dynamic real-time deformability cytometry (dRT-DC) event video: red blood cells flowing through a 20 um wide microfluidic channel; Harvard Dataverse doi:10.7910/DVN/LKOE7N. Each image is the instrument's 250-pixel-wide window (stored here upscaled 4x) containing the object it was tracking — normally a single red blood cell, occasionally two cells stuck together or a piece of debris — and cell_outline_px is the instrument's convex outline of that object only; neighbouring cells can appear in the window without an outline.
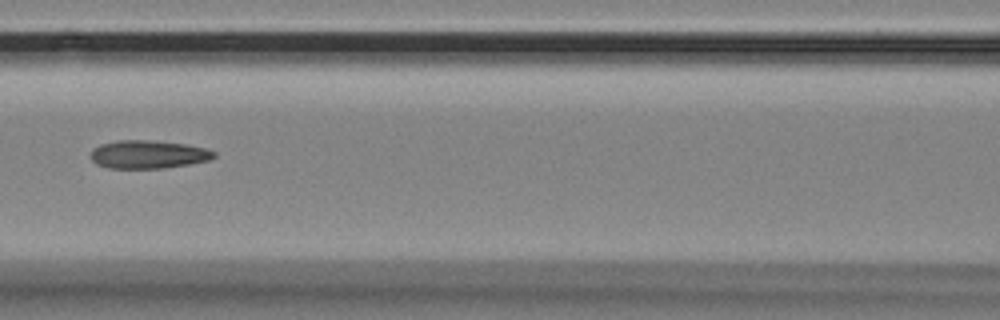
{"species": "Egyptian fruit bat (a non-hibernating species)", "species_latin": "Rousettus aegyptiacus", "temperature_condition": "room temperature", "stored_images_in_passage": 11, "camera_frame_rate_fps": 3000, "um_per_image_px": 0.085, "animal": {"sex": "female"}, "frame": {"image": 1, "passage_image": 4, "time_ms": 1.0, "image_size_px": [1000, 320], "cell_outline_px": [[216, 156], [208, 160], [188, 164], [164, 168], [108, 168], [96, 164], [92, 160], [92, 148], [100, 144], [120, 140], [148, 140], [184, 144], [204, 148], [216, 152]], "centroid_in_image_um": [12.57, 13.12], "position_along_channel_um": 154.0, "area_um2": 20.06}}
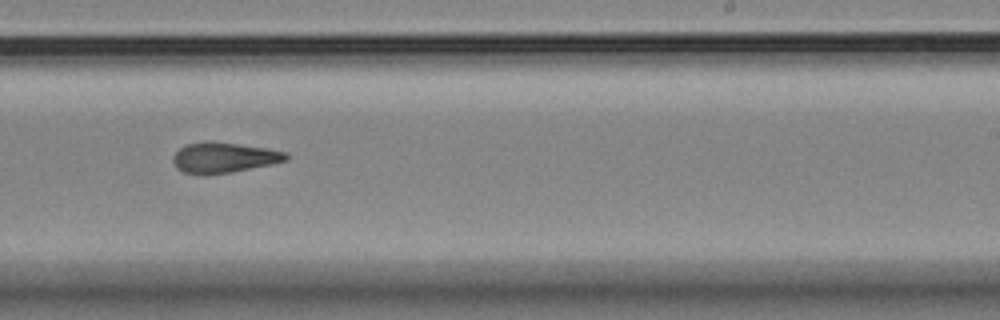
{"frame": {"image": 2, "passage_image": 7, "time_ms": 2.0, "image_size_px": [1000, 320], "cell_outline_px": [[288, 160], [272, 164], [228, 172], [204, 176], [184, 172], [176, 168], [172, 160], [172, 156], [184, 144], [204, 140], [212, 140], [268, 148], [288, 152]], "centroid_in_image_um": [18.99, 13.37], "position_along_channel_um": 270.0, "area_um2": 20.46}}
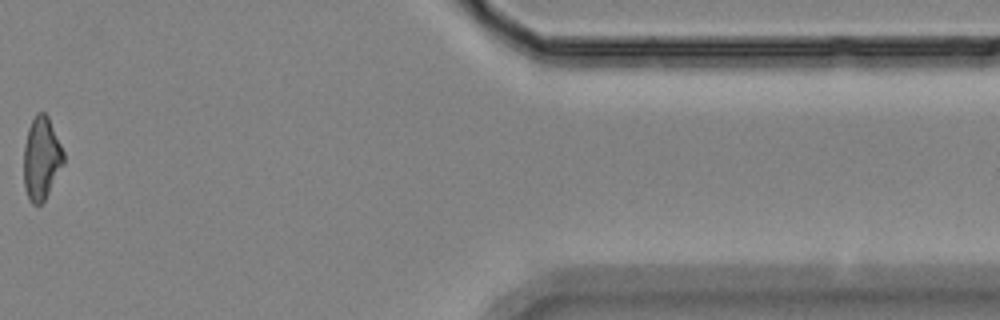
{"frame": {"image": 3, "passage_image": 11, "time_ms": 3.333, "image_size_px": [1000, 320], "cell_outline_px": [[64, 164], [44, 200], [40, 204], [32, 204], [28, 200], [24, 184], [24, 144], [28, 128], [36, 112], [44, 112], [48, 116], [64, 152]], "centroid_in_image_um": [3.52, 13.45], "position_along_channel_um": 407.9, "area_um2": 19.19}}